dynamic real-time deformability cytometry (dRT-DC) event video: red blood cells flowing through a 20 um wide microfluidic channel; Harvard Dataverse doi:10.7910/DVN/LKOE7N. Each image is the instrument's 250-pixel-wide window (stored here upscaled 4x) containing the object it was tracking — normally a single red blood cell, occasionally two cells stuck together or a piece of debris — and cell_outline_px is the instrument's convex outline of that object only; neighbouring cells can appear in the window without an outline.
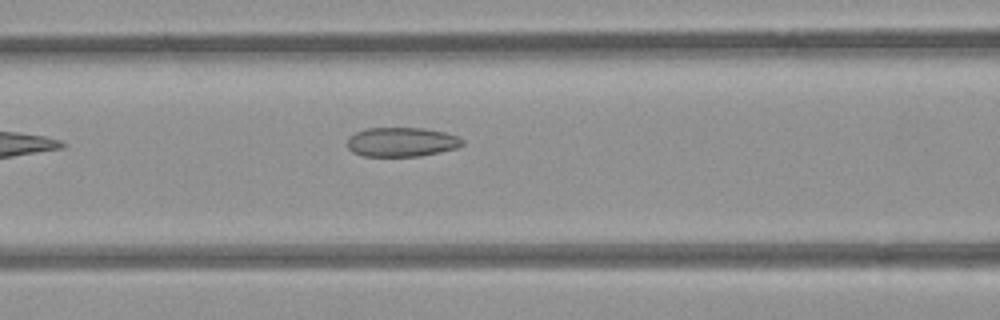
{"species": "common noctule bat (a hibernating species)", "species_latin": "Nyctalus noctula", "temperature_condition": "room temperature", "stored_images_in_passage": 3, "camera_frame_rate_fps": 3000, "um_per_image_px": 0.085, "animal": {"sex": "female", "body_mass_g": 21.9}, "frame": {"image": 1, "passage_image": 3, "time_ms": 0.667, "image_size_px": [1000, 320], "cell_outline_px": [[464, 144], [456, 148], [440, 152], [420, 156], [364, 156], [352, 152], [348, 148], [348, 140], [356, 132], [368, 128], [424, 128], [444, 132], [456, 136], [464, 140]], "centroid_in_image_um": [34.16, 12.07], "position_along_channel_um": 132.4, "area_um2": 19.54}}